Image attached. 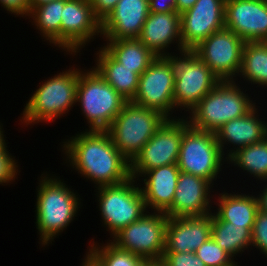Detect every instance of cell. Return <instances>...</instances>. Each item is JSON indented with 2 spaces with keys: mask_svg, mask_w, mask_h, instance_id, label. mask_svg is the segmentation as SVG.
Returning a JSON list of instances; mask_svg holds the SVG:
<instances>
[{
  "mask_svg": "<svg viewBox=\"0 0 267 266\" xmlns=\"http://www.w3.org/2000/svg\"><path fill=\"white\" fill-rule=\"evenodd\" d=\"M63 142L70 165L99 186L130 178V162L118 151L107 131L86 130Z\"/></svg>",
  "mask_w": 267,
  "mask_h": 266,
  "instance_id": "1",
  "label": "cell"
},
{
  "mask_svg": "<svg viewBox=\"0 0 267 266\" xmlns=\"http://www.w3.org/2000/svg\"><path fill=\"white\" fill-rule=\"evenodd\" d=\"M41 178L37 189L36 226L42 246H48L73 221L80 202L78 195L58 178Z\"/></svg>",
  "mask_w": 267,
  "mask_h": 266,
  "instance_id": "2",
  "label": "cell"
},
{
  "mask_svg": "<svg viewBox=\"0 0 267 266\" xmlns=\"http://www.w3.org/2000/svg\"><path fill=\"white\" fill-rule=\"evenodd\" d=\"M253 103L235 81H221L189 112V125L197 130L216 133L226 122L243 117Z\"/></svg>",
  "mask_w": 267,
  "mask_h": 266,
  "instance_id": "3",
  "label": "cell"
},
{
  "mask_svg": "<svg viewBox=\"0 0 267 266\" xmlns=\"http://www.w3.org/2000/svg\"><path fill=\"white\" fill-rule=\"evenodd\" d=\"M167 119L155 109L127 102L106 131L118 151L131 163Z\"/></svg>",
  "mask_w": 267,
  "mask_h": 266,
  "instance_id": "4",
  "label": "cell"
},
{
  "mask_svg": "<svg viewBox=\"0 0 267 266\" xmlns=\"http://www.w3.org/2000/svg\"><path fill=\"white\" fill-rule=\"evenodd\" d=\"M76 102L90 123V131H106L128 101L93 67L88 72L79 70Z\"/></svg>",
  "mask_w": 267,
  "mask_h": 266,
  "instance_id": "5",
  "label": "cell"
},
{
  "mask_svg": "<svg viewBox=\"0 0 267 266\" xmlns=\"http://www.w3.org/2000/svg\"><path fill=\"white\" fill-rule=\"evenodd\" d=\"M79 78L78 69L60 72L48 79L30 97L23 111L25 124L54 120L76 103V89Z\"/></svg>",
  "mask_w": 267,
  "mask_h": 266,
  "instance_id": "6",
  "label": "cell"
},
{
  "mask_svg": "<svg viewBox=\"0 0 267 266\" xmlns=\"http://www.w3.org/2000/svg\"><path fill=\"white\" fill-rule=\"evenodd\" d=\"M224 155L215 133L194 129L183 119L177 166L181 172L208 180L211 184L221 171Z\"/></svg>",
  "mask_w": 267,
  "mask_h": 266,
  "instance_id": "7",
  "label": "cell"
},
{
  "mask_svg": "<svg viewBox=\"0 0 267 266\" xmlns=\"http://www.w3.org/2000/svg\"><path fill=\"white\" fill-rule=\"evenodd\" d=\"M135 181L130 177L119 184L96 187L102 220L113 237L147 212L141 189L134 185Z\"/></svg>",
  "mask_w": 267,
  "mask_h": 266,
  "instance_id": "8",
  "label": "cell"
},
{
  "mask_svg": "<svg viewBox=\"0 0 267 266\" xmlns=\"http://www.w3.org/2000/svg\"><path fill=\"white\" fill-rule=\"evenodd\" d=\"M183 56V57H182ZM174 60L175 108L192 110L221 81L211 69L191 50L181 52V57L170 56Z\"/></svg>",
  "mask_w": 267,
  "mask_h": 266,
  "instance_id": "9",
  "label": "cell"
},
{
  "mask_svg": "<svg viewBox=\"0 0 267 266\" xmlns=\"http://www.w3.org/2000/svg\"><path fill=\"white\" fill-rule=\"evenodd\" d=\"M167 221L168 216L164 212L144 213L112 237V243L144 260H159L165 250Z\"/></svg>",
  "mask_w": 267,
  "mask_h": 266,
  "instance_id": "10",
  "label": "cell"
},
{
  "mask_svg": "<svg viewBox=\"0 0 267 266\" xmlns=\"http://www.w3.org/2000/svg\"><path fill=\"white\" fill-rule=\"evenodd\" d=\"M174 83V60L170 56H157L139 76L137 93L131 102L155 109L170 119V112L175 109Z\"/></svg>",
  "mask_w": 267,
  "mask_h": 266,
  "instance_id": "11",
  "label": "cell"
},
{
  "mask_svg": "<svg viewBox=\"0 0 267 266\" xmlns=\"http://www.w3.org/2000/svg\"><path fill=\"white\" fill-rule=\"evenodd\" d=\"M245 41L232 30L223 28L212 33L191 51L220 79L234 81L242 65Z\"/></svg>",
  "mask_w": 267,
  "mask_h": 266,
  "instance_id": "12",
  "label": "cell"
},
{
  "mask_svg": "<svg viewBox=\"0 0 267 266\" xmlns=\"http://www.w3.org/2000/svg\"><path fill=\"white\" fill-rule=\"evenodd\" d=\"M182 137L183 118L167 119L130 163V176L136 179L147 170L177 164Z\"/></svg>",
  "mask_w": 267,
  "mask_h": 266,
  "instance_id": "13",
  "label": "cell"
},
{
  "mask_svg": "<svg viewBox=\"0 0 267 266\" xmlns=\"http://www.w3.org/2000/svg\"><path fill=\"white\" fill-rule=\"evenodd\" d=\"M101 36V22L95 17L89 0H65L60 25V47L78 53L96 34Z\"/></svg>",
  "mask_w": 267,
  "mask_h": 266,
  "instance_id": "14",
  "label": "cell"
},
{
  "mask_svg": "<svg viewBox=\"0 0 267 266\" xmlns=\"http://www.w3.org/2000/svg\"><path fill=\"white\" fill-rule=\"evenodd\" d=\"M226 0H197L180 15L182 49L192 50L212 33L225 27Z\"/></svg>",
  "mask_w": 267,
  "mask_h": 266,
  "instance_id": "15",
  "label": "cell"
},
{
  "mask_svg": "<svg viewBox=\"0 0 267 266\" xmlns=\"http://www.w3.org/2000/svg\"><path fill=\"white\" fill-rule=\"evenodd\" d=\"M225 28L245 42L267 41V0H226Z\"/></svg>",
  "mask_w": 267,
  "mask_h": 266,
  "instance_id": "16",
  "label": "cell"
},
{
  "mask_svg": "<svg viewBox=\"0 0 267 266\" xmlns=\"http://www.w3.org/2000/svg\"><path fill=\"white\" fill-rule=\"evenodd\" d=\"M211 237V213L192 217H168L164 252H195Z\"/></svg>",
  "mask_w": 267,
  "mask_h": 266,
  "instance_id": "17",
  "label": "cell"
},
{
  "mask_svg": "<svg viewBox=\"0 0 267 266\" xmlns=\"http://www.w3.org/2000/svg\"><path fill=\"white\" fill-rule=\"evenodd\" d=\"M211 183L193 174L180 172L168 217H192L210 214ZM209 194V195H208Z\"/></svg>",
  "mask_w": 267,
  "mask_h": 266,
  "instance_id": "18",
  "label": "cell"
},
{
  "mask_svg": "<svg viewBox=\"0 0 267 266\" xmlns=\"http://www.w3.org/2000/svg\"><path fill=\"white\" fill-rule=\"evenodd\" d=\"M149 13V0H119L101 23V35L106 40L138 38Z\"/></svg>",
  "mask_w": 267,
  "mask_h": 266,
  "instance_id": "19",
  "label": "cell"
},
{
  "mask_svg": "<svg viewBox=\"0 0 267 266\" xmlns=\"http://www.w3.org/2000/svg\"><path fill=\"white\" fill-rule=\"evenodd\" d=\"M138 39L157 56H171L164 50L175 40L178 43L180 53L183 52L180 14L177 12H150Z\"/></svg>",
  "mask_w": 267,
  "mask_h": 266,
  "instance_id": "20",
  "label": "cell"
},
{
  "mask_svg": "<svg viewBox=\"0 0 267 266\" xmlns=\"http://www.w3.org/2000/svg\"><path fill=\"white\" fill-rule=\"evenodd\" d=\"M254 107L243 117L230 120L222 125L215 133L216 140L219 143L222 154H224V145L231 143L235 147L228 153V159L235 151L255 144L267 137V123L258 119L259 115ZM227 141V142H226Z\"/></svg>",
  "mask_w": 267,
  "mask_h": 266,
  "instance_id": "21",
  "label": "cell"
},
{
  "mask_svg": "<svg viewBox=\"0 0 267 266\" xmlns=\"http://www.w3.org/2000/svg\"><path fill=\"white\" fill-rule=\"evenodd\" d=\"M180 169L177 164L160 166L144 172V186L141 189L146 208L166 212L173 203Z\"/></svg>",
  "mask_w": 267,
  "mask_h": 266,
  "instance_id": "22",
  "label": "cell"
},
{
  "mask_svg": "<svg viewBox=\"0 0 267 266\" xmlns=\"http://www.w3.org/2000/svg\"><path fill=\"white\" fill-rule=\"evenodd\" d=\"M96 55L97 66L94 68L126 101L131 102L137 93L139 75L117 62L102 47Z\"/></svg>",
  "mask_w": 267,
  "mask_h": 266,
  "instance_id": "23",
  "label": "cell"
},
{
  "mask_svg": "<svg viewBox=\"0 0 267 266\" xmlns=\"http://www.w3.org/2000/svg\"><path fill=\"white\" fill-rule=\"evenodd\" d=\"M217 212L213 213L219 220L243 227H253L257 211L258 198L244 194L221 193Z\"/></svg>",
  "mask_w": 267,
  "mask_h": 266,
  "instance_id": "24",
  "label": "cell"
},
{
  "mask_svg": "<svg viewBox=\"0 0 267 266\" xmlns=\"http://www.w3.org/2000/svg\"><path fill=\"white\" fill-rule=\"evenodd\" d=\"M104 49L124 67L133 69L139 76L155 60V55L138 38L107 40Z\"/></svg>",
  "mask_w": 267,
  "mask_h": 266,
  "instance_id": "25",
  "label": "cell"
},
{
  "mask_svg": "<svg viewBox=\"0 0 267 266\" xmlns=\"http://www.w3.org/2000/svg\"><path fill=\"white\" fill-rule=\"evenodd\" d=\"M252 228L221 221L211 212V237L233 258L251 245Z\"/></svg>",
  "mask_w": 267,
  "mask_h": 266,
  "instance_id": "26",
  "label": "cell"
},
{
  "mask_svg": "<svg viewBox=\"0 0 267 266\" xmlns=\"http://www.w3.org/2000/svg\"><path fill=\"white\" fill-rule=\"evenodd\" d=\"M240 75L253 84L267 86V41L245 42Z\"/></svg>",
  "mask_w": 267,
  "mask_h": 266,
  "instance_id": "27",
  "label": "cell"
},
{
  "mask_svg": "<svg viewBox=\"0 0 267 266\" xmlns=\"http://www.w3.org/2000/svg\"><path fill=\"white\" fill-rule=\"evenodd\" d=\"M65 0H56L33 7L29 16L46 40L60 47V25Z\"/></svg>",
  "mask_w": 267,
  "mask_h": 266,
  "instance_id": "28",
  "label": "cell"
},
{
  "mask_svg": "<svg viewBox=\"0 0 267 266\" xmlns=\"http://www.w3.org/2000/svg\"><path fill=\"white\" fill-rule=\"evenodd\" d=\"M242 170L264 181L267 177V137L235 151L228 159Z\"/></svg>",
  "mask_w": 267,
  "mask_h": 266,
  "instance_id": "29",
  "label": "cell"
},
{
  "mask_svg": "<svg viewBox=\"0 0 267 266\" xmlns=\"http://www.w3.org/2000/svg\"><path fill=\"white\" fill-rule=\"evenodd\" d=\"M111 242L106 246L91 244L89 251L102 263L103 266H141L144 259L129 251L118 248ZM104 246V247H103ZM101 247V248H100Z\"/></svg>",
  "mask_w": 267,
  "mask_h": 266,
  "instance_id": "30",
  "label": "cell"
},
{
  "mask_svg": "<svg viewBox=\"0 0 267 266\" xmlns=\"http://www.w3.org/2000/svg\"><path fill=\"white\" fill-rule=\"evenodd\" d=\"M206 266H238L234 258L222 249L212 237L204 242L195 252Z\"/></svg>",
  "mask_w": 267,
  "mask_h": 266,
  "instance_id": "31",
  "label": "cell"
},
{
  "mask_svg": "<svg viewBox=\"0 0 267 266\" xmlns=\"http://www.w3.org/2000/svg\"><path fill=\"white\" fill-rule=\"evenodd\" d=\"M251 246H254L267 257V213L257 211L251 231Z\"/></svg>",
  "mask_w": 267,
  "mask_h": 266,
  "instance_id": "32",
  "label": "cell"
},
{
  "mask_svg": "<svg viewBox=\"0 0 267 266\" xmlns=\"http://www.w3.org/2000/svg\"><path fill=\"white\" fill-rule=\"evenodd\" d=\"M161 260L166 266H206L194 252H164Z\"/></svg>",
  "mask_w": 267,
  "mask_h": 266,
  "instance_id": "33",
  "label": "cell"
},
{
  "mask_svg": "<svg viewBox=\"0 0 267 266\" xmlns=\"http://www.w3.org/2000/svg\"><path fill=\"white\" fill-rule=\"evenodd\" d=\"M7 151V148L0 152V184L11 183L18 173L16 161ZM11 181V182H10Z\"/></svg>",
  "mask_w": 267,
  "mask_h": 266,
  "instance_id": "34",
  "label": "cell"
},
{
  "mask_svg": "<svg viewBox=\"0 0 267 266\" xmlns=\"http://www.w3.org/2000/svg\"><path fill=\"white\" fill-rule=\"evenodd\" d=\"M95 17L102 23L113 11L119 0H89Z\"/></svg>",
  "mask_w": 267,
  "mask_h": 266,
  "instance_id": "35",
  "label": "cell"
},
{
  "mask_svg": "<svg viewBox=\"0 0 267 266\" xmlns=\"http://www.w3.org/2000/svg\"><path fill=\"white\" fill-rule=\"evenodd\" d=\"M1 6L11 14L29 16L31 6L29 0H0Z\"/></svg>",
  "mask_w": 267,
  "mask_h": 266,
  "instance_id": "36",
  "label": "cell"
},
{
  "mask_svg": "<svg viewBox=\"0 0 267 266\" xmlns=\"http://www.w3.org/2000/svg\"><path fill=\"white\" fill-rule=\"evenodd\" d=\"M176 0H149V11L152 13L176 12Z\"/></svg>",
  "mask_w": 267,
  "mask_h": 266,
  "instance_id": "37",
  "label": "cell"
},
{
  "mask_svg": "<svg viewBox=\"0 0 267 266\" xmlns=\"http://www.w3.org/2000/svg\"><path fill=\"white\" fill-rule=\"evenodd\" d=\"M197 0H176L175 10L178 14H182L193 7Z\"/></svg>",
  "mask_w": 267,
  "mask_h": 266,
  "instance_id": "38",
  "label": "cell"
},
{
  "mask_svg": "<svg viewBox=\"0 0 267 266\" xmlns=\"http://www.w3.org/2000/svg\"><path fill=\"white\" fill-rule=\"evenodd\" d=\"M267 186V184H266ZM265 186L264 190L261 191L263 192L262 194H259L257 196L258 198V203H259V209L265 213H267V187Z\"/></svg>",
  "mask_w": 267,
  "mask_h": 266,
  "instance_id": "39",
  "label": "cell"
},
{
  "mask_svg": "<svg viewBox=\"0 0 267 266\" xmlns=\"http://www.w3.org/2000/svg\"><path fill=\"white\" fill-rule=\"evenodd\" d=\"M82 266H103L102 263L89 251Z\"/></svg>",
  "mask_w": 267,
  "mask_h": 266,
  "instance_id": "40",
  "label": "cell"
},
{
  "mask_svg": "<svg viewBox=\"0 0 267 266\" xmlns=\"http://www.w3.org/2000/svg\"><path fill=\"white\" fill-rule=\"evenodd\" d=\"M141 266H166L164 262L159 260H144Z\"/></svg>",
  "mask_w": 267,
  "mask_h": 266,
  "instance_id": "41",
  "label": "cell"
},
{
  "mask_svg": "<svg viewBox=\"0 0 267 266\" xmlns=\"http://www.w3.org/2000/svg\"><path fill=\"white\" fill-rule=\"evenodd\" d=\"M52 1H56V0H29L31 9L35 6L44 4V3H48V2H52Z\"/></svg>",
  "mask_w": 267,
  "mask_h": 266,
  "instance_id": "42",
  "label": "cell"
},
{
  "mask_svg": "<svg viewBox=\"0 0 267 266\" xmlns=\"http://www.w3.org/2000/svg\"><path fill=\"white\" fill-rule=\"evenodd\" d=\"M1 128L2 127L0 125V152H3L7 146H6V142L4 140V134Z\"/></svg>",
  "mask_w": 267,
  "mask_h": 266,
  "instance_id": "43",
  "label": "cell"
}]
</instances>
